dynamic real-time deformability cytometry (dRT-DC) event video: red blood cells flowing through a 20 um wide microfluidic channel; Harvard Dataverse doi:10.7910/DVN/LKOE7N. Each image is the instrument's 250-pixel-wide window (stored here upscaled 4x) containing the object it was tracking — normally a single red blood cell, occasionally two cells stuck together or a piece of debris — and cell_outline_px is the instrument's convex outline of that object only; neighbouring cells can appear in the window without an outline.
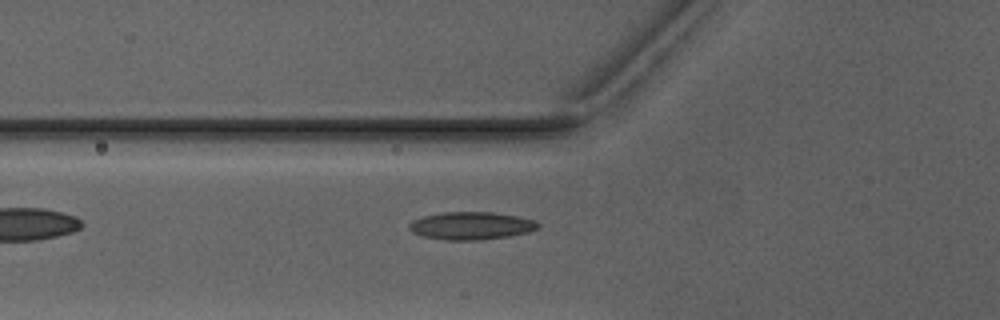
{"species": "Egyptian fruit bat (a non-hibernating species)", "species_latin": "Rousettus aegyptiacus", "temperature_condition": "warm", "stored_images_in_passage": 2, "camera_frame_rate_fps": 3000, "um_per_image_px": 0.085, "animal": {"sex": "male"}, "frame": {"image": 1, "passage_image": 2, "time_ms": 1.333, "image_size_px": [1000, 320], "cell_outline_px": [[540, 228], [528, 232], [508, 236], [476, 240], [444, 240], [424, 236], [412, 232], [408, 228], [408, 224], [412, 220], [424, 216], [444, 212], [492, 212], [520, 216], [536, 220], [540, 224]], "centroid_in_image_um": [40.08, 19.18], "position_along_channel_um": 85.7, "area_um2": 20.92}}